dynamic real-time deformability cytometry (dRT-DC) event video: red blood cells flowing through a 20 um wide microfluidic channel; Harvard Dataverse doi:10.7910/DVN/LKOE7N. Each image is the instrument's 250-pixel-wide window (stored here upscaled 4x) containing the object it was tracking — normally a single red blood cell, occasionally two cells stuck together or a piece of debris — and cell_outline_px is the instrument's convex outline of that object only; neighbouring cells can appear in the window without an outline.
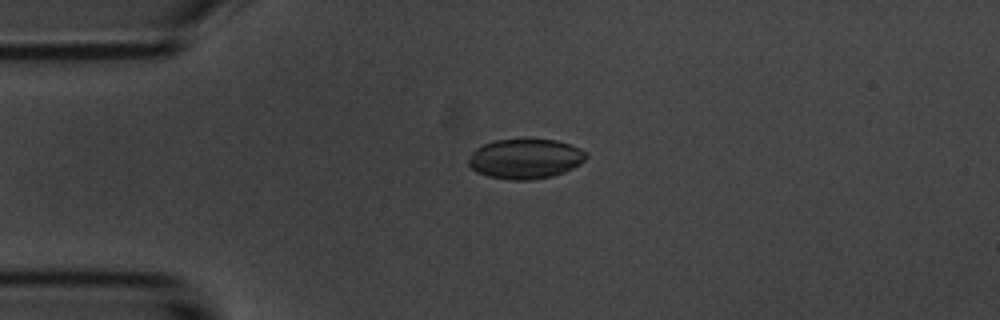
{"species": "common noctule bat (a hibernating species)", "species_latin": "Nyctalus noctula", "temperature_condition": "room temperature", "stored_images_in_passage": 3, "camera_frame_rate_fps": 3000, "um_per_image_px": 0.085, "animal": {"sex": "male", "body_mass_g": 20.1, "forearm_length_mm": 53.5}, "frame": {"image": 1, "passage_image": 3, "time_ms": 2.333, "image_size_px": [1000, 320], "cell_outline_px": [[588, 156], [580, 164], [564, 172], [552, 176], [532, 180], [508, 180], [488, 176], [476, 172], [468, 164], [468, 160], [472, 152], [476, 148], [484, 144], [496, 140], [524, 136], [532, 136], [556, 140], [572, 144], [588, 152]], "centroid_in_image_um": [44.68, 13.44], "position_along_channel_um": 40.3, "area_um2": 28.38}}